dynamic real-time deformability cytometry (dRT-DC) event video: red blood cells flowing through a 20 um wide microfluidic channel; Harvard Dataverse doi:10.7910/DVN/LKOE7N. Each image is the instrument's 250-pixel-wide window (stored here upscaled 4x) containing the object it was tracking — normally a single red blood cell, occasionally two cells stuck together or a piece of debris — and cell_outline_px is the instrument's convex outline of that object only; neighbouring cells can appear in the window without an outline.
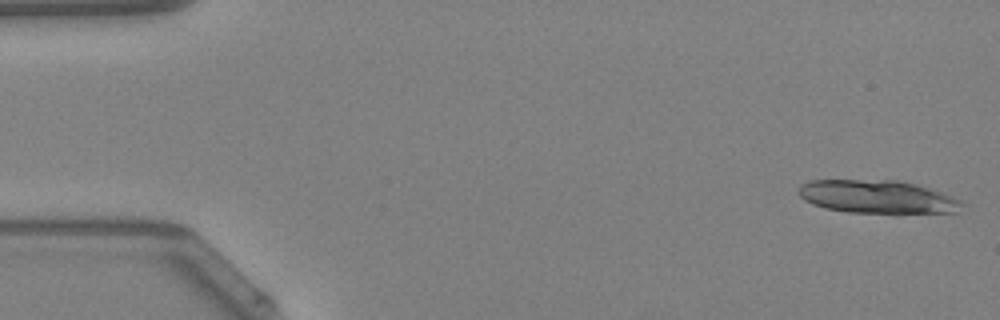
{"species": "Egyptian fruit bat (a non-hibernating species)", "species_latin": "Rousettus aegyptiacus", "temperature_condition": "warm", "stored_images_in_passage": 10, "camera_frame_rate_fps": 3000, "um_per_image_px": 0.085, "animal": {"sex": "female"}, "frame": {"image": 1, "passage_image": 1, "time_ms": 0.0, "image_size_px": [1000, 320], "cell_outline_px": [[968, 204], [956, 212], [900, 216], [896, 216], [848, 212], [824, 208], [812, 204], [804, 200], [800, 196], [800, 184], [812, 180], [896, 180], [916, 184], [932, 188], [944, 192]], "centroid_in_image_um": [74.71, 16.78], "position_along_channel_um": 10.3, "area_um2": 33.12}}